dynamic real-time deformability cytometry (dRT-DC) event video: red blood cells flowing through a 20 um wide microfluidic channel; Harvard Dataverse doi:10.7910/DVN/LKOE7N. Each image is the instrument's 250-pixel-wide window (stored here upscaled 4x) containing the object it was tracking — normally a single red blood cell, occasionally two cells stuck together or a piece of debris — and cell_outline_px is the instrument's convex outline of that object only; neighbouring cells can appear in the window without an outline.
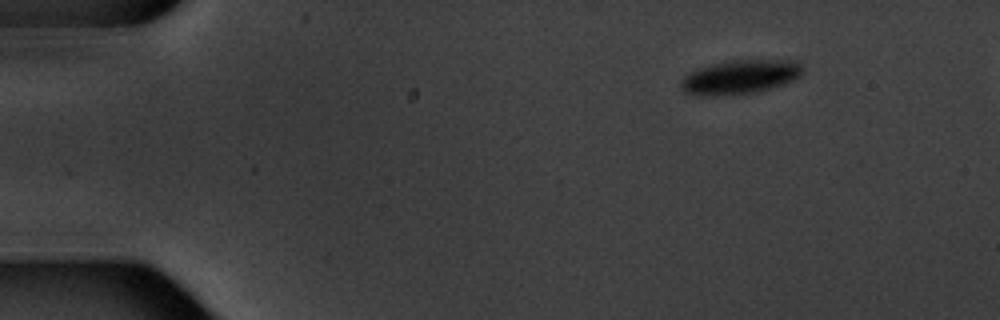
{"species": "common noctule bat (a hibernating species)", "species_latin": "Nyctalus noctula", "temperature_condition": "warm", "stored_images_in_passage": 4, "camera_frame_rate_fps": 3000, "um_per_image_px": 0.085, "animal": {"sex": "male", "body_mass_g": 20.1, "forearm_length_mm": 53.5}, "frame": {"image": 1, "passage_image": 1, "time_ms": 0.0, "image_size_px": [1000, 320], "cell_outline_px": [[800, 76], [792, 80], [756, 92], [732, 96], [696, 96], [684, 92], [680, 88], [680, 80], [688, 72], [696, 68], [712, 64], [732, 60], [788, 60], [800, 64]], "centroid_in_image_um": [62.77, 6.57], "position_along_channel_um": 22.2, "area_um2": 24.22}}